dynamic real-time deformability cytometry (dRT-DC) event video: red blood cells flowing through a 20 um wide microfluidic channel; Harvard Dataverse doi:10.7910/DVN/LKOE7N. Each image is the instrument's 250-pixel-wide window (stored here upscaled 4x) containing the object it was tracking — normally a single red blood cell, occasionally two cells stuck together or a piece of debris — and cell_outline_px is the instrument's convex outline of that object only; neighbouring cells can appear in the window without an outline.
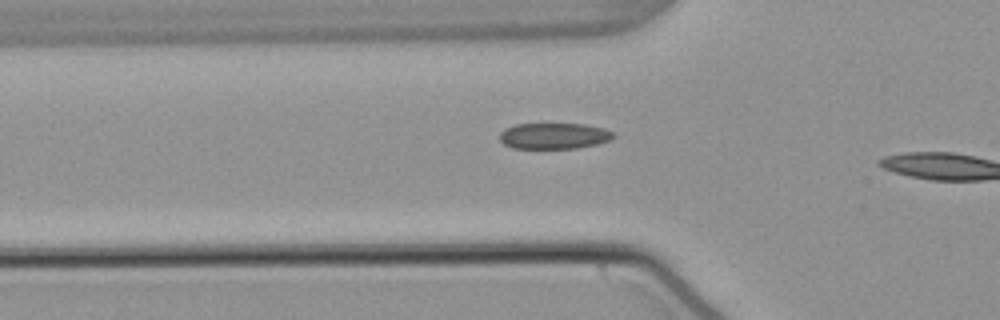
{"species": "common noctule bat (a hibernating species)", "species_latin": "Nyctalus noctula", "temperature_condition": "warm", "stored_images_in_passage": 13, "camera_frame_rate_fps": 3000, "um_per_image_px": 0.085, "animal": {"sex": "male", "body_mass_g": 21.5, "forearm_length_mm": 52.0}, "frame": {"image": 1, "passage_image": 4, "time_ms": 1.0, "image_size_px": [1000, 320], "cell_outline_px": [[616, 136], [608, 140], [596, 144], [576, 148], [512, 148], [504, 144], [500, 140], [500, 132], [504, 128], [516, 124], [584, 124], [604, 128], [612, 132]], "centroid_in_image_um": [47.06, 11.55], "position_along_channel_um": 78.7, "area_um2": 17.17}}